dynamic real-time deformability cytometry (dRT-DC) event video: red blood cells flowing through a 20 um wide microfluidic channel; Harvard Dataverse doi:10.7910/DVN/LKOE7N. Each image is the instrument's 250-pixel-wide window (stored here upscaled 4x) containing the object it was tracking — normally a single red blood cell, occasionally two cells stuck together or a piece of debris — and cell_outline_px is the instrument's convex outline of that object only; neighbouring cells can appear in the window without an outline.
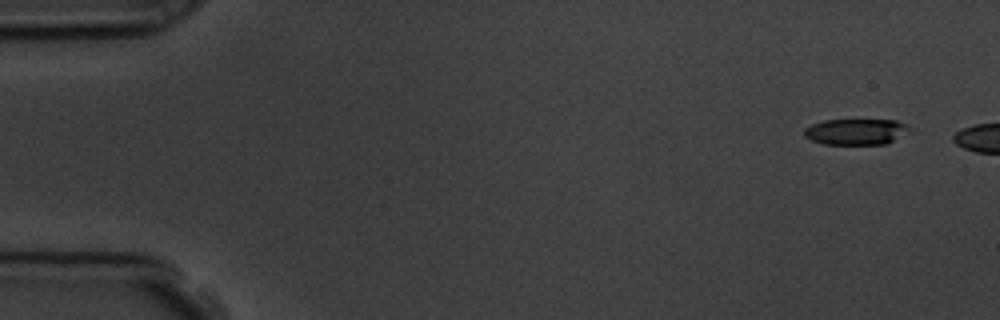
{"species": "common noctule bat (a hibernating species)", "species_latin": "Nyctalus noctula", "temperature_condition": "room temperature", "stored_images_in_passage": 2, "camera_frame_rate_fps": 3000, "um_per_image_px": 0.085, "animal": {"sex": "male", "body_mass_g": 19.5, "forearm_length_mm": 54.6}, "frame": {"image": 1, "passage_image": 1, "time_ms": 0.0, "image_size_px": [1000, 320], "cell_outline_px": [[912, 128], [888, 144], [824, 144], [812, 140], [804, 136], [804, 128], [812, 124], [824, 120], [896, 120], [908, 124]], "centroid_in_image_um": [72.76, 11.19], "position_along_channel_um": 12.2, "area_um2": 15.95}}